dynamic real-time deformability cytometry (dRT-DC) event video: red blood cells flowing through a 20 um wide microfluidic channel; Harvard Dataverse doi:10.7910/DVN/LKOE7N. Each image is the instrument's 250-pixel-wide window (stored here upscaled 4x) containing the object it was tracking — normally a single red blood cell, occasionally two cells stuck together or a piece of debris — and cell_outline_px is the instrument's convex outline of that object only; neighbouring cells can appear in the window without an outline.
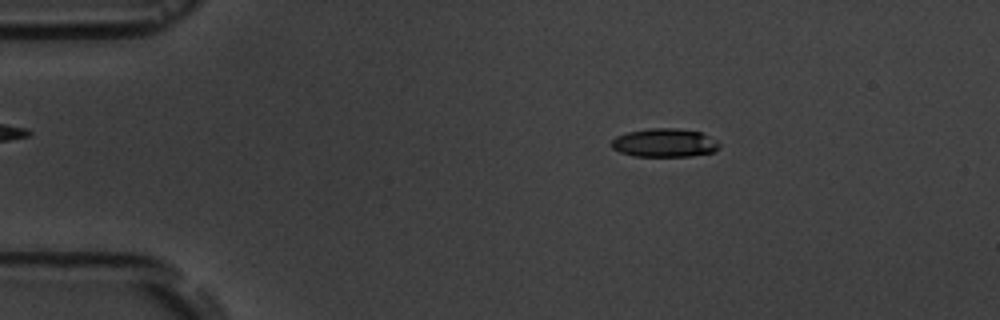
{"species": "common noctule bat (a hibernating species)", "species_latin": "Nyctalus noctula", "temperature_condition": "room temperature", "stored_images_in_passage": 4, "camera_frame_rate_fps": 3000, "um_per_image_px": 0.085, "animal": {"sex": "male", "body_mass_g": 19.5, "forearm_length_mm": 54.6}, "frame": {"image": 1, "passage_image": 2, "time_ms": 1.333, "image_size_px": [1000, 320], "cell_outline_px": [[720, 148], [712, 152], [692, 156], [632, 156], [620, 152], [612, 148], [612, 140], [616, 136], [628, 132], [652, 128], [676, 128], [704, 132], [716, 140], [720, 144]], "centroid_in_image_um": [56.52, 12.14], "position_along_channel_um": 28.5, "area_um2": 18.03}}